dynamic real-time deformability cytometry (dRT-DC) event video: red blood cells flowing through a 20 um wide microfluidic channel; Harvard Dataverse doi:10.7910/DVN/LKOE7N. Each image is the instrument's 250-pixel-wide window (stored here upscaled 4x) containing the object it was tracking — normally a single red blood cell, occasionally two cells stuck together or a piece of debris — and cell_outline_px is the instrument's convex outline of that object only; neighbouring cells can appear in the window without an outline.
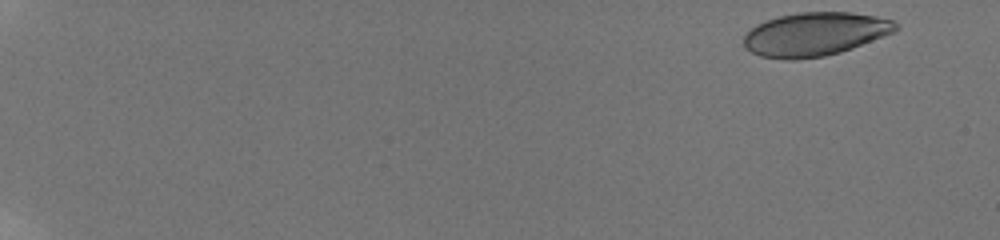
{"species": "human", "species_latin": "Homo sapiens", "temperature_condition": "room temperature", "stored_images_in_passage": 10, "camera_frame_rate_fps": 3000, "um_per_image_px": 0.085, "donor": {"sex": "male"}, "frame": {"image": 1, "passage_image": 1, "time_ms": 0.0, "image_size_px": [1000, 240], "cell_outline_px": [[900, 28], [896, 32], [852, 48], [840, 52], [824, 56], [796, 60], [788, 60], [760, 56], [744, 48], [744, 36], [756, 24], [764, 20], [780, 16], [800, 12], [852, 12], [876, 16], [892, 20], [900, 24]], "centroid_in_image_um": [69.3, 2.9], "position_along_channel_um": 15.7, "area_um2": 38.84}}
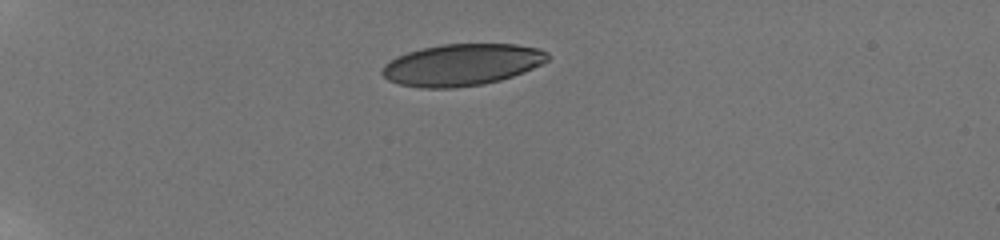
{"frame": {"image": 2, "passage_image": 6, "time_ms": 4.667, "image_size_px": [1000, 240], "cell_outline_px": [[548, 60], [524, 72], [500, 80], [484, 84], [456, 88], [420, 88], [400, 84], [388, 80], [380, 72], [384, 64], [396, 56], [408, 52], [440, 44], [516, 44], [540, 48], [548, 52]], "centroid_in_image_um": [39.25, 5.51], "position_along_channel_um": 45.8, "area_um2": 40.34}}
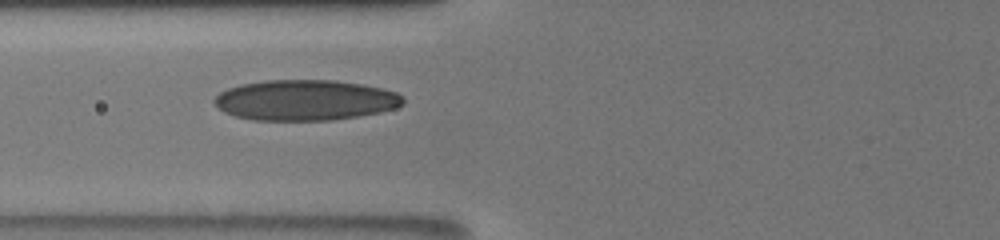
{"frame": {"image": 3, "passage_image": 9, "time_ms": 7.667, "image_size_px": [1000, 240], "cell_outline_px": [[404, 104], [396, 108], [356, 116], [332, 120], [252, 120], [236, 116], [224, 112], [212, 100], [220, 92], [228, 88], [240, 84], [268, 80], [336, 80], [360, 84], [380, 88], [396, 92], [404, 96]], "centroid_in_image_um": [25.94, 8.51], "position_along_channel_um": 99.9, "area_um2": 44.45}}